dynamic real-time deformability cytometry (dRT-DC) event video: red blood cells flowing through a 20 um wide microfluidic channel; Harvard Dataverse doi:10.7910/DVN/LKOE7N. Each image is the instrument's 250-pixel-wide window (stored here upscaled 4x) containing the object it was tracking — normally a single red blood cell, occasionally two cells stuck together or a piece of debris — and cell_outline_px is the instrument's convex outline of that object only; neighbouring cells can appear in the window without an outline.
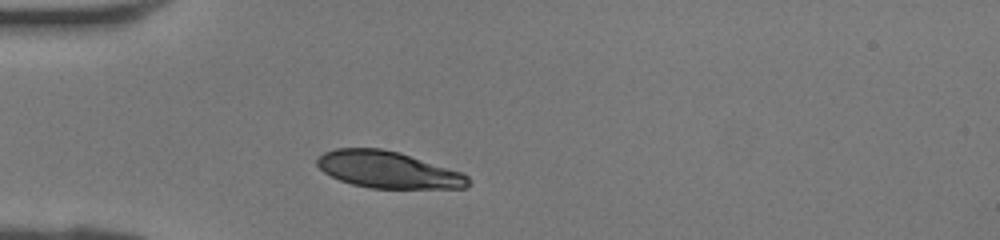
{"species": "human", "species_latin": "Homo sapiens", "temperature_condition": "room temperature", "stored_images_in_passage": 24, "camera_frame_rate_fps": 3000, "um_per_image_px": 0.085, "donor": {"sex": "female"}, "frame": {"image": 1, "passage_image": 1, "time_ms": 0.0, "image_size_px": [1000, 240], "cell_outline_px": [[472, 184], [464, 188], [372, 188], [352, 184], [340, 180], [324, 172], [316, 164], [316, 160], [324, 152], [336, 148], [380, 148], [400, 152], [464, 172], [472, 180]], "centroid_in_image_um": [33.05, 14.42], "position_along_channel_um": 52.0, "area_um2": 32.6}}
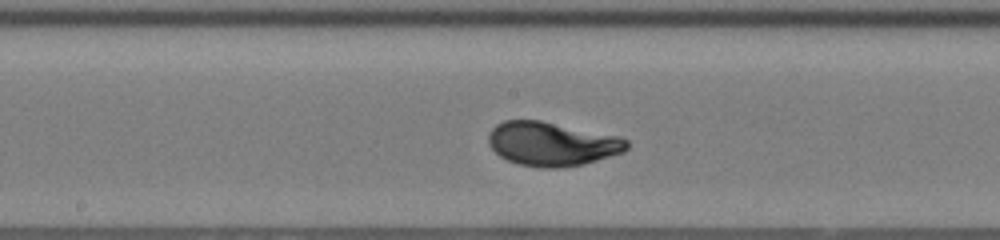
{"frame": {"image": 2, "passage_image": 11, "time_ms": 3.333, "image_size_px": [1000, 240], "cell_outline_px": [[628, 148], [624, 152], [584, 164], [560, 168], [540, 168], [520, 164], [508, 160], [500, 156], [488, 144], [488, 132], [496, 124], [504, 120], [540, 120], [620, 136], [628, 140]], "centroid_in_image_um": [46.91, 12.22], "position_along_channel_um": 201.3, "area_um2": 35.6}}
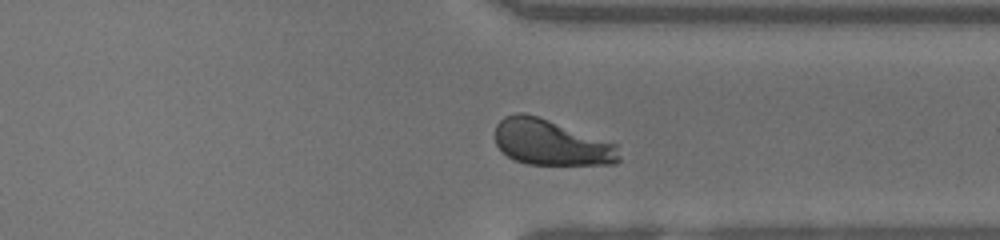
{"frame": {"image": 3, "passage_image": 21, "time_ms": 6.667, "image_size_px": [1000, 240], "cell_outline_px": [[620, 160], [616, 164], [528, 164], [512, 160], [496, 144], [496, 124], [504, 116], [516, 112], [524, 112], [548, 120], [616, 144], [620, 156]], "centroid_in_image_um": [46.81, 12.12], "position_along_channel_um": 364.6, "area_um2": 32.66}}